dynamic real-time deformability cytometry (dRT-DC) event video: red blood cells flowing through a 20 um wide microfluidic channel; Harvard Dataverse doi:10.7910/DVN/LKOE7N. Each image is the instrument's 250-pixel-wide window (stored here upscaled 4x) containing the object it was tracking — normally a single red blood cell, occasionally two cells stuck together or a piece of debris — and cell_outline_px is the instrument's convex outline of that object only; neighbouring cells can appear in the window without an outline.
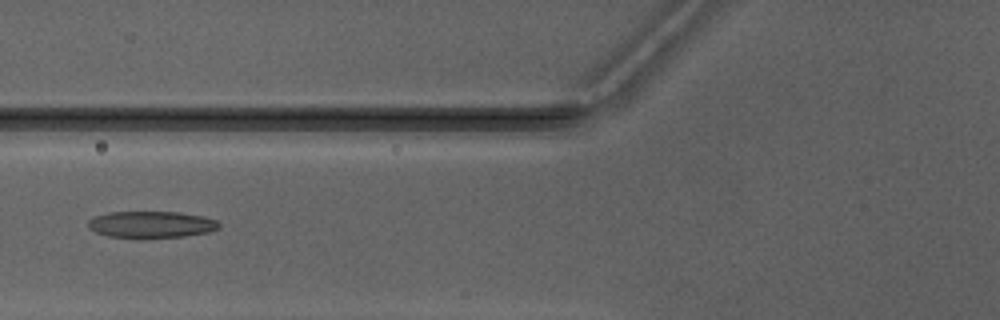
{"species": "Egyptian fruit bat (a non-hibernating species)", "species_latin": "Rousettus aegyptiacus", "temperature_condition": "warm", "stored_images_in_passage": 6, "camera_frame_rate_fps": 3000, "um_per_image_px": 0.085, "animal": {"sex": "male"}, "frame": {"image": 1, "passage_image": 5, "time_ms": 4.667, "image_size_px": [1000, 320], "cell_outline_px": [[220, 228], [208, 232], [184, 236], [144, 240], [140, 240], [108, 236], [96, 232], [88, 228], [88, 220], [96, 216], [108, 212], [180, 212], [204, 216], [216, 220], [220, 224]], "centroid_in_image_um": [12.85, 19.11], "position_along_channel_um": 112.9, "area_um2": 20.98}}
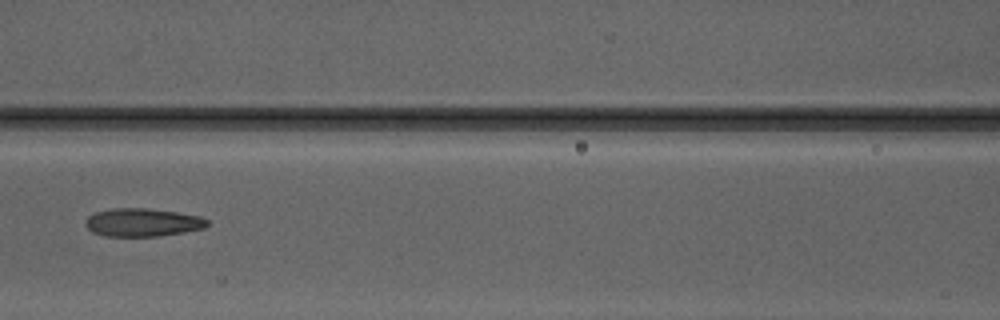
{"frame": {"image": 2, "passage_image": 6, "time_ms": 5.667, "image_size_px": [1000, 320], "cell_outline_px": [[208, 224], [204, 228], [184, 232], [156, 236], [104, 236], [92, 232], [84, 224], [84, 220], [88, 216], [96, 212], [112, 208], [148, 208], [176, 212], [200, 216], [208, 220]], "centroid_in_image_um": [12.09, 18.9], "position_along_channel_um": 154.5, "area_um2": 20.0}}